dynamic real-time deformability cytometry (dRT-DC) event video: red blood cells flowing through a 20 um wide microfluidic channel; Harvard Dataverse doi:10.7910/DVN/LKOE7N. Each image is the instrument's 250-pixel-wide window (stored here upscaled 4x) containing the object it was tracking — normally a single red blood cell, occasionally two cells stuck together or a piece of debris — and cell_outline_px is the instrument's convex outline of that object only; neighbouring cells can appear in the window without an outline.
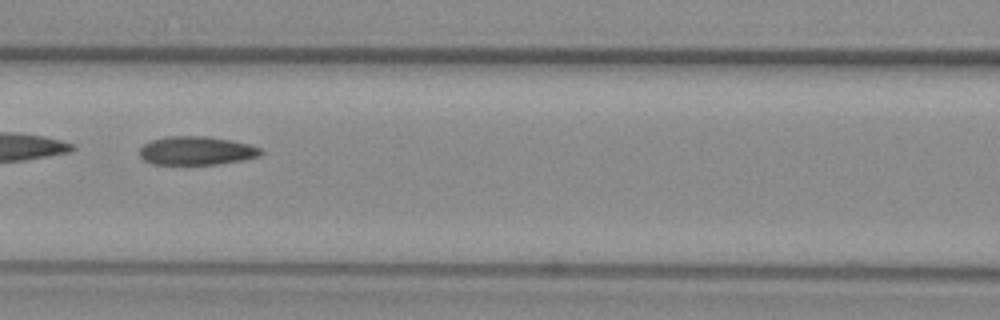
{"species": "common noctule bat (a hibernating species)", "species_latin": "Nyctalus noctula", "temperature_condition": "warm", "stored_images_in_passage": 46, "camera_frame_rate_fps": 3000, "um_per_image_px": 0.085, "animal": {"sex": "female", "body_mass_g": 29.2, "forearm_length_mm": 56.3}, "frame": {"image": 1, "passage_image": 18, "time_ms": 5.667, "image_size_px": [1000, 320], "cell_outline_px": [[264, 152], [260, 156], [244, 160], [220, 164], [152, 164], [144, 160], [140, 156], [140, 148], [144, 144], [152, 140], [168, 136], [208, 136], [232, 140], [248, 144], [260, 148]], "centroid_in_image_um": [16.73, 12.81], "position_along_channel_um": 149.9, "area_um2": 20.29}}
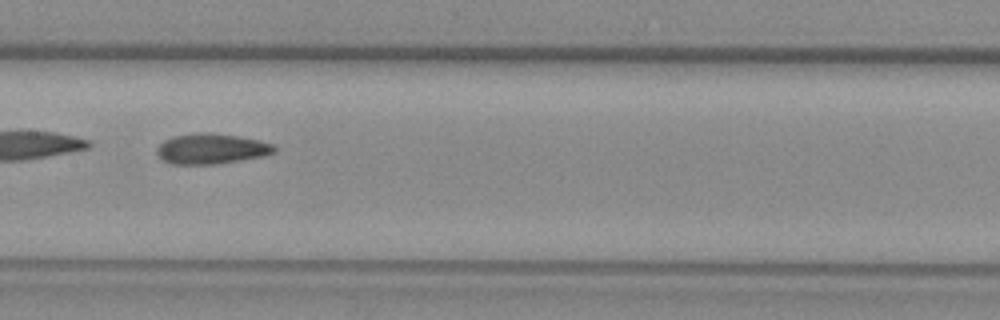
{"frame": {"image": 2, "passage_image": 21, "time_ms": 6.667, "image_size_px": [1000, 320], "cell_outline_px": [[276, 152], [264, 156], [216, 164], [172, 164], [164, 160], [156, 152], [156, 148], [164, 140], [176, 136], [196, 132], [212, 132], [260, 140], [272, 144], [276, 148]], "centroid_in_image_um": [17.98, 12.64], "position_along_channel_um": 189.4, "area_um2": 20.75}, "authors_computed_cell_mechanics": {"area_um2": 20.6924, "velocity_mm_per_s": 3.9569, "shape_relaxation_time_tau1_ms": null, "shape_relaxation_time_tau2_ms": 2.6986, "deformation_change_tau1": null, "deformation_change_tau2": 0.0914}}